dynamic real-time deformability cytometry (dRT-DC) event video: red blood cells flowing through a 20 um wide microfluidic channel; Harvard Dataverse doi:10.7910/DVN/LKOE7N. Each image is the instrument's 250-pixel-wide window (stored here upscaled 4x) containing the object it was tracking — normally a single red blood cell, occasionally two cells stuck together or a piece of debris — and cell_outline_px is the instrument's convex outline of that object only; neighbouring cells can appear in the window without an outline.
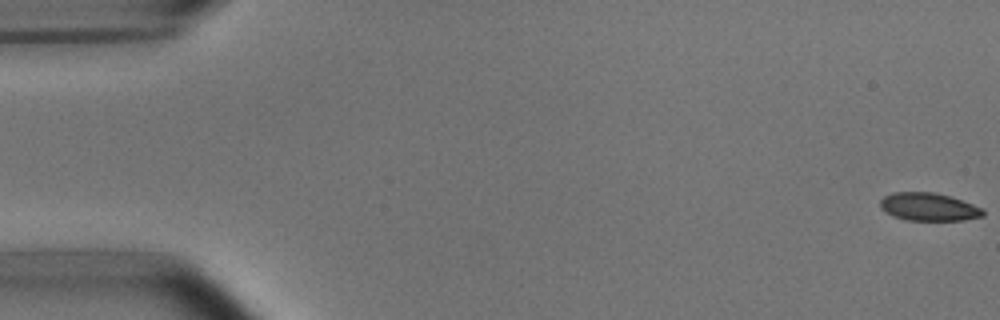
{"species": "common noctule bat (a hibernating species)", "species_latin": "Nyctalus noctula", "temperature_condition": "room temperature", "stored_images_in_passage": 6, "camera_frame_rate_fps": 3000, "um_per_image_px": 0.085, "animal": {"sex": "male", "body_mass_g": 15.6}, "frame": {"image": 1, "passage_image": 1, "time_ms": 0.0, "image_size_px": [1000, 320], "cell_outline_px": [[984, 216], [964, 220], [908, 220], [892, 216], [884, 212], [880, 208], [880, 200], [884, 196], [892, 192], [932, 192], [948, 196], [984, 208]], "centroid_in_image_um": [78.91, 17.59], "position_along_channel_um": 6.1, "area_um2": 16.76}}
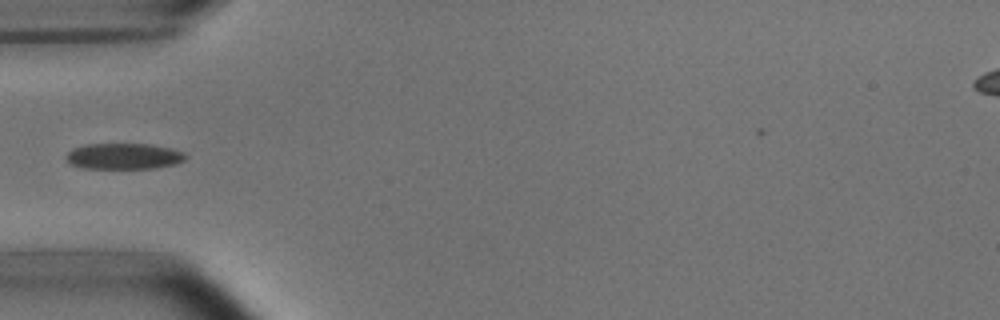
{"frame": {"image": 2, "passage_image": 6, "time_ms": 5.667, "image_size_px": [1000, 320], "cell_outline_px": [[188, 156], [184, 160], [176, 164], [156, 168], [80, 168], [68, 164], [64, 156], [72, 148], [84, 144], [152, 144], [172, 148], [184, 152]], "centroid_in_image_um": [10.5, 13.28], "position_along_channel_um": 74.5, "area_um2": 18.44}}